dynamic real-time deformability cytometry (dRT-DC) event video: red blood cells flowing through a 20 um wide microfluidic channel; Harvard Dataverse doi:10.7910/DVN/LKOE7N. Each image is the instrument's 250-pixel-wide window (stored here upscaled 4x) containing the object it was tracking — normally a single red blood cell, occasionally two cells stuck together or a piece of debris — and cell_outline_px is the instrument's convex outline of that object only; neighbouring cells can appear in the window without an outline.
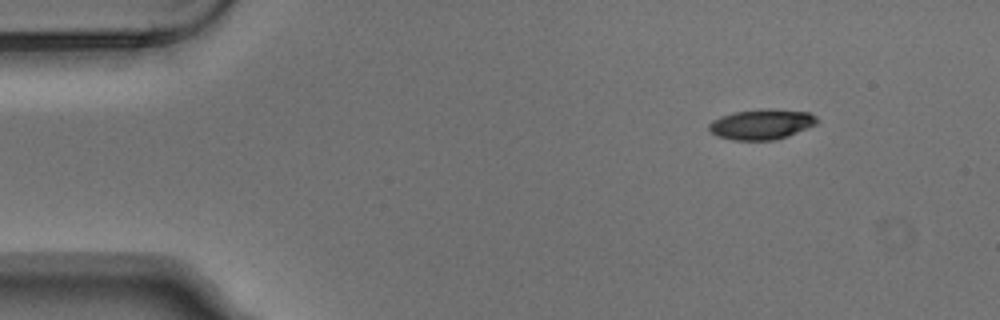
{"species": "Egyptian fruit bat (a non-hibernating species)", "species_latin": "Rousettus aegyptiacus", "temperature_condition": "warm", "stored_images_in_passage": 5, "camera_frame_rate_fps": 3000, "um_per_image_px": 0.085, "animal": {"sex": "male"}, "frame": {"image": 1, "passage_image": 1, "time_ms": 0.0, "image_size_px": [1000, 320], "cell_outline_px": [[820, 120], [816, 124], [788, 136], [772, 140], [732, 140], [716, 136], [708, 128], [708, 124], [712, 120], [720, 116], [736, 112], [760, 108], [768, 108], [808, 112], [816, 116]], "centroid_in_image_um": [64.72, 10.55], "position_along_channel_um": 20.3, "area_um2": 19.19}}
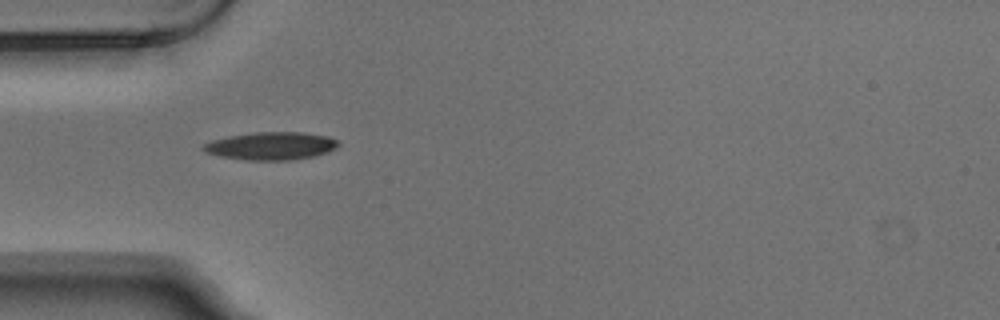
{"frame": {"image": 2, "passage_image": 4, "time_ms": 1.0, "image_size_px": [1000, 320], "cell_outline_px": [[340, 144], [336, 148], [328, 152], [312, 156], [292, 160], [244, 160], [220, 156], [204, 152], [200, 148], [204, 144], [212, 140], [228, 136], [256, 132], [304, 132], [328, 136], [340, 140]], "centroid_in_image_um": [23.05, 12.4], "position_along_channel_um": 61.9, "area_um2": 22.08}}
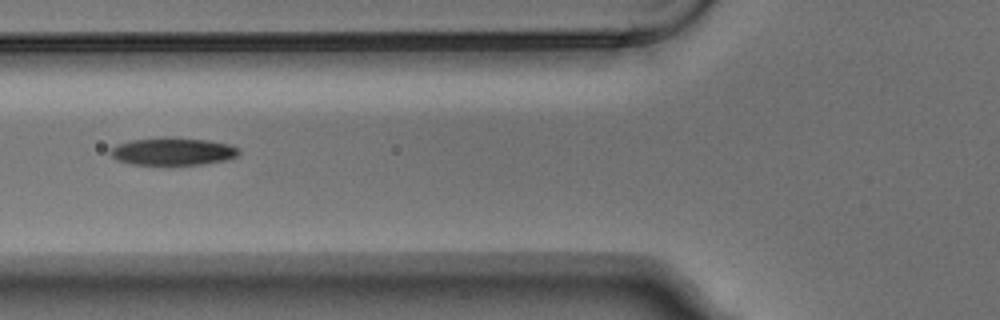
{"frame": {"image": 3, "passage_image": 5, "time_ms": 1.333, "image_size_px": [1000, 320], "cell_outline_px": [[240, 152], [236, 156], [228, 160], [204, 164], [168, 168], [132, 164], [116, 160], [108, 152], [116, 144], [128, 140], [164, 136], [172, 136], [208, 140], [228, 144], [240, 148]], "centroid_in_image_um": [14.66, 12.9], "position_along_channel_um": 111.1, "area_um2": 22.08}}